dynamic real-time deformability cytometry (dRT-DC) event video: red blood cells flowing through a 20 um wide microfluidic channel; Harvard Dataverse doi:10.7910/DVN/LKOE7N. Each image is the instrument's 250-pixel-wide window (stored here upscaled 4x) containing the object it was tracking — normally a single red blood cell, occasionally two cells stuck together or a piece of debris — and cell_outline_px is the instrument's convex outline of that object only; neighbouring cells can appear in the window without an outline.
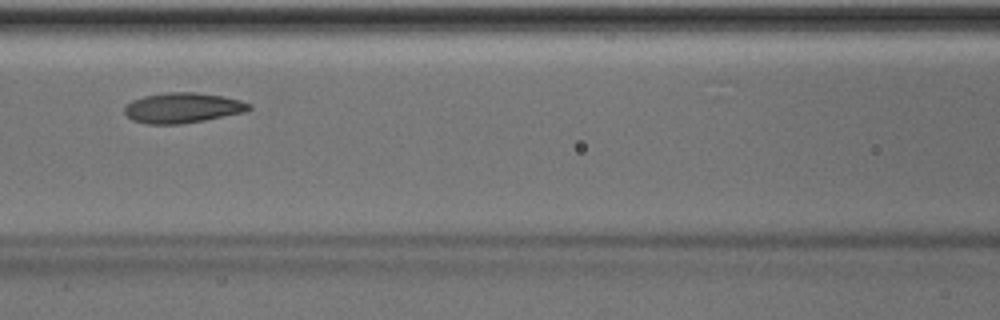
{"species": "Egyptian fruit bat (a non-hibernating species)", "species_latin": "Rousettus aegyptiacus", "temperature_condition": "room temperature", "stored_images_in_passage": 5, "camera_frame_rate_fps": 3000, "um_per_image_px": 0.085, "animal": {"sex": "male"}, "frame": {"image": 1, "passage_image": 5, "time_ms": 4.333, "image_size_px": [1000, 320], "cell_outline_px": [[252, 108], [244, 112], [204, 120], [180, 124], [148, 124], [132, 120], [124, 112], [124, 104], [132, 100], [144, 96], [164, 92], [192, 92], [224, 96], [240, 100], [252, 104]], "centroid_in_image_um": [15.5, 9.16], "position_along_channel_um": 151.1, "area_um2": 22.02}}